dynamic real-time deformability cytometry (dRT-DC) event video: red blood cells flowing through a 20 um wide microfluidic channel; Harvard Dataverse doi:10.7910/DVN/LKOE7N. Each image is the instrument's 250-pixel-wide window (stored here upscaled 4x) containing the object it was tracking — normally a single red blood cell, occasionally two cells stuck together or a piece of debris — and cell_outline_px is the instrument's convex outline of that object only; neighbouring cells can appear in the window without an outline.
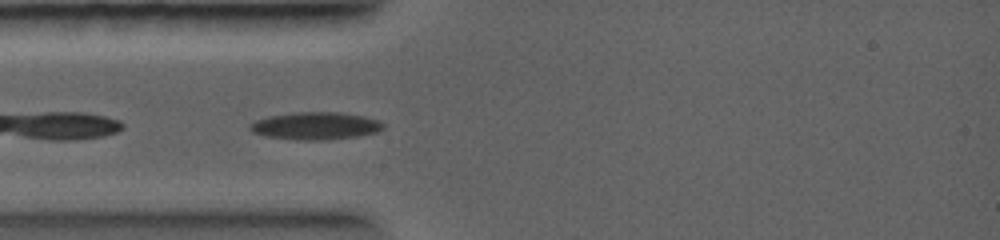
{"species": "common noctule bat (a hibernating species)", "species_latin": "Nyctalus noctula", "temperature_condition": "warm", "stored_images_in_passage": 5, "camera_frame_rate_fps": 5000, "um_per_image_px": 0.085, "animal": {"sex": "female", "body_mass_g": 19.0, "forearm_length_mm": 56.7}, "frame": {"image": 1, "passage_image": 1, "time_ms": 0.0, "image_size_px": [1000, 240], "cell_outline_px": [[384, 128], [376, 132], [356, 136], [324, 140], [296, 140], [264, 136], [252, 132], [248, 128], [256, 120], [268, 116], [292, 112], [340, 112], [364, 116], [380, 120], [384, 124]], "centroid_in_image_um": [26.81, 10.69], "position_along_channel_um": 58.2, "area_um2": 21.44}}
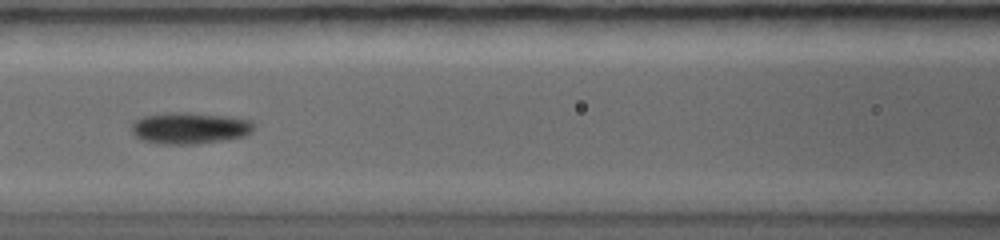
{"frame": {"image": 2, "passage_image": 3, "time_ms": 1.8, "image_size_px": [1000, 240], "cell_outline_px": [[256, 128], [252, 132], [244, 136], [224, 140], [196, 144], [164, 144], [140, 140], [132, 132], [132, 120], [140, 116], [168, 112], [188, 112], [224, 116], [252, 120], [256, 124]], "centroid_in_image_um": [16.12, 10.88], "position_along_channel_um": 150.5, "area_um2": 22.83}}
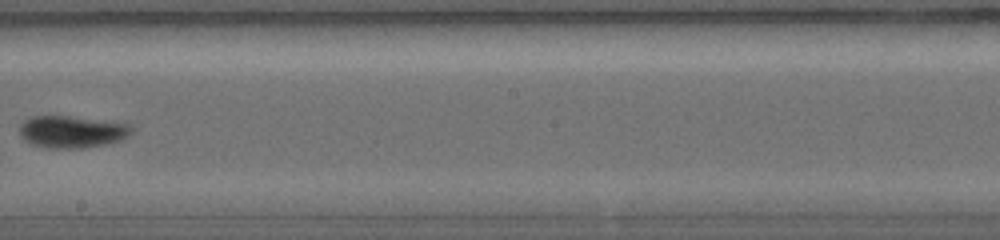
{"frame": {"image": 3, "passage_image": 5, "time_ms": 3.6, "image_size_px": [1000, 240], "cell_outline_px": [[136, 128], [128, 136], [120, 140], [104, 144], [84, 148], [44, 148], [32, 144], [24, 140], [20, 136], [20, 124], [24, 120], [32, 116], [68, 116], [132, 124]], "centroid_in_image_um": [6.12, 11.2], "position_along_channel_um": 242.1, "area_um2": 21.1}}